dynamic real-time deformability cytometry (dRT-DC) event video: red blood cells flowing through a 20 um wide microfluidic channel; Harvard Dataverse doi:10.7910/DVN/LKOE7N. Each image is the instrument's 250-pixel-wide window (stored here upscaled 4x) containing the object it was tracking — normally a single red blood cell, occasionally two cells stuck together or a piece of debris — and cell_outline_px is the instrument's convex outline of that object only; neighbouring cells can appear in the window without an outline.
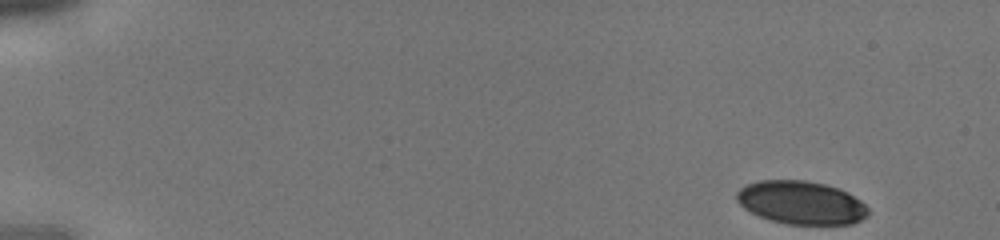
{"species": "human", "species_latin": "Homo sapiens", "temperature_condition": "cold", "stored_images_in_passage": 40, "camera_frame_rate_fps": 3000, "um_per_image_px": 0.085, "donor": {"sex": "male"}, "frame": {"image": 1, "passage_image": 1, "time_ms": 0.0, "image_size_px": [1000, 240], "cell_outline_px": [[868, 216], [852, 224], [788, 224], [772, 220], [760, 216], [744, 208], [736, 200], [736, 192], [744, 184], [760, 180], [804, 180], [824, 184], [848, 192], [860, 200], [868, 208]], "centroid_in_image_um": [68.08, 17.21], "position_along_channel_um": 16.9, "area_um2": 33.06}}
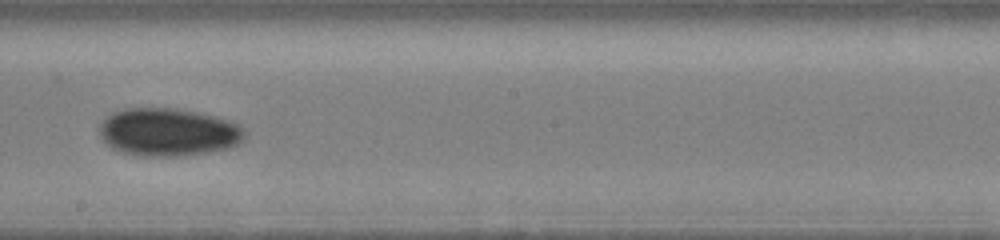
{"frame": {"image": 2, "passage_image": 23, "time_ms": 7.333, "image_size_px": [1000, 240], "cell_outline_px": [[244, 140], [240, 144], [228, 148], [208, 152], [184, 156], [140, 156], [124, 152], [112, 148], [100, 136], [100, 124], [112, 112], [124, 108], [176, 108], [196, 112], [232, 120], [240, 124], [244, 128]], "centroid_in_image_um": [14.34, 11.23], "position_along_channel_um": 233.9, "area_um2": 40.75}}
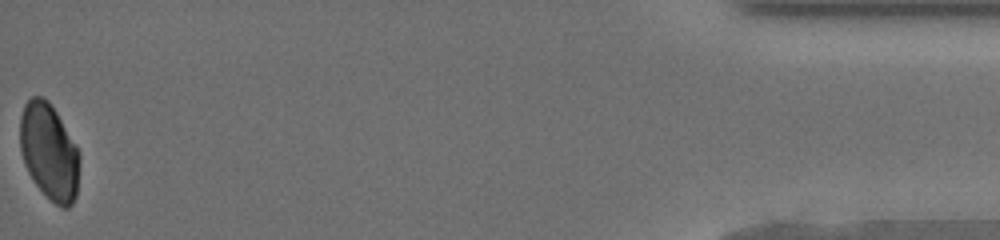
{"frame": {"image": 3, "passage_image": 40, "time_ms": 13.0, "image_size_px": [1000, 240], "cell_outline_px": [[80, 156], [76, 196], [72, 204], [68, 208], [60, 208], [36, 184], [28, 172], [24, 164], [20, 152], [20, 116], [24, 104], [32, 96], [40, 96], [48, 100], [56, 112], [76, 144], [80, 152]], "centroid_in_image_um": [4.18, 12.88], "position_along_channel_um": 431.0, "area_um2": 33.47}}